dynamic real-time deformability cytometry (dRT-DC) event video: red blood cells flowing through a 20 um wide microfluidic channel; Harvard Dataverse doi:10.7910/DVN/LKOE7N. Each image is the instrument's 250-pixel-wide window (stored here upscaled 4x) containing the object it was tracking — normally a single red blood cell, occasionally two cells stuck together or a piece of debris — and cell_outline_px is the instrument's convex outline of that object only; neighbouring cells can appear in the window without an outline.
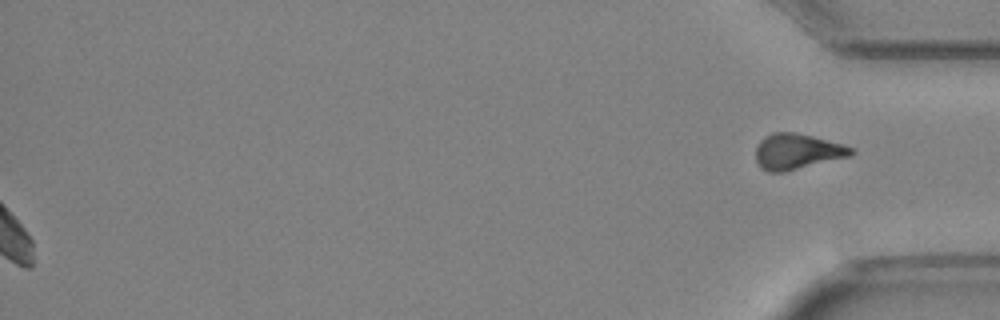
{"species": "Egyptian fruit bat (a non-hibernating species)", "species_latin": "Rousettus aegyptiacus", "temperature_condition": "cold", "stored_images_in_passage": 48, "segment_of_instrument_passage": [2, 2], "camera_frame_rate_fps": 3000, "um_per_image_px": 0.085, "animal": {"sex": "female"}, "frame": {"image": 1, "passage_image": 48, "time_ms": 15.667, "image_size_px": [1000, 320], "cell_outline_px": [[856, 152], [852, 156], [784, 172], [768, 172], [760, 168], [756, 160], [756, 144], [764, 136], [772, 132], [792, 132], [812, 136], [844, 144], [856, 148]], "centroid_in_image_um": [67.78, 12.88], "position_along_channel_um": 367.4, "area_um2": 20.17}}